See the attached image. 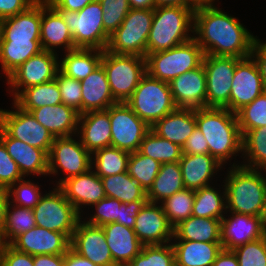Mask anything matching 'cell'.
Returning a JSON list of instances; mask_svg holds the SVG:
<instances>
[{"instance_id":"10","label":"cell","mask_w":266,"mask_h":266,"mask_svg":"<svg viewBox=\"0 0 266 266\" xmlns=\"http://www.w3.org/2000/svg\"><path fill=\"white\" fill-rule=\"evenodd\" d=\"M33 212L38 227L64 233L70 239L82 219L58 186L40 198Z\"/></svg>"},{"instance_id":"59","label":"cell","mask_w":266,"mask_h":266,"mask_svg":"<svg viewBox=\"0 0 266 266\" xmlns=\"http://www.w3.org/2000/svg\"><path fill=\"white\" fill-rule=\"evenodd\" d=\"M92 1L94 0H50L48 3L54 9L78 12Z\"/></svg>"},{"instance_id":"33","label":"cell","mask_w":266,"mask_h":266,"mask_svg":"<svg viewBox=\"0 0 266 266\" xmlns=\"http://www.w3.org/2000/svg\"><path fill=\"white\" fill-rule=\"evenodd\" d=\"M64 53L62 60L59 59V71L78 81L92 73L101 64L103 56L99 49L76 48Z\"/></svg>"},{"instance_id":"9","label":"cell","mask_w":266,"mask_h":266,"mask_svg":"<svg viewBox=\"0 0 266 266\" xmlns=\"http://www.w3.org/2000/svg\"><path fill=\"white\" fill-rule=\"evenodd\" d=\"M154 9L130 8L122 24L109 36L107 51L146 57Z\"/></svg>"},{"instance_id":"37","label":"cell","mask_w":266,"mask_h":266,"mask_svg":"<svg viewBox=\"0 0 266 266\" xmlns=\"http://www.w3.org/2000/svg\"><path fill=\"white\" fill-rule=\"evenodd\" d=\"M106 197L130 203L136 200H147V192L128 172L102 177Z\"/></svg>"},{"instance_id":"63","label":"cell","mask_w":266,"mask_h":266,"mask_svg":"<svg viewBox=\"0 0 266 266\" xmlns=\"http://www.w3.org/2000/svg\"><path fill=\"white\" fill-rule=\"evenodd\" d=\"M64 266H97L87 258L80 256L71 248L64 254Z\"/></svg>"},{"instance_id":"1","label":"cell","mask_w":266,"mask_h":266,"mask_svg":"<svg viewBox=\"0 0 266 266\" xmlns=\"http://www.w3.org/2000/svg\"><path fill=\"white\" fill-rule=\"evenodd\" d=\"M204 1L194 11L193 35L204 55L247 58L251 56L255 37L236 17ZM197 37H196V36Z\"/></svg>"},{"instance_id":"4","label":"cell","mask_w":266,"mask_h":266,"mask_svg":"<svg viewBox=\"0 0 266 266\" xmlns=\"http://www.w3.org/2000/svg\"><path fill=\"white\" fill-rule=\"evenodd\" d=\"M193 26V10L181 6L155 7L146 55L168 50L189 41L194 37L191 35Z\"/></svg>"},{"instance_id":"6","label":"cell","mask_w":266,"mask_h":266,"mask_svg":"<svg viewBox=\"0 0 266 266\" xmlns=\"http://www.w3.org/2000/svg\"><path fill=\"white\" fill-rule=\"evenodd\" d=\"M204 53L194 38L171 49L146 55V71L156 79L171 82L202 64Z\"/></svg>"},{"instance_id":"65","label":"cell","mask_w":266,"mask_h":266,"mask_svg":"<svg viewBox=\"0 0 266 266\" xmlns=\"http://www.w3.org/2000/svg\"><path fill=\"white\" fill-rule=\"evenodd\" d=\"M130 8L133 9H154V0H128Z\"/></svg>"},{"instance_id":"61","label":"cell","mask_w":266,"mask_h":266,"mask_svg":"<svg viewBox=\"0 0 266 266\" xmlns=\"http://www.w3.org/2000/svg\"><path fill=\"white\" fill-rule=\"evenodd\" d=\"M205 0H154L155 6H181L195 11Z\"/></svg>"},{"instance_id":"39","label":"cell","mask_w":266,"mask_h":266,"mask_svg":"<svg viewBox=\"0 0 266 266\" xmlns=\"http://www.w3.org/2000/svg\"><path fill=\"white\" fill-rule=\"evenodd\" d=\"M220 191L221 190H216L210 185L195 190L192 215L195 217L222 220V218L226 216L224 214H227L226 192L225 188L222 193Z\"/></svg>"},{"instance_id":"29","label":"cell","mask_w":266,"mask_h":266,"mask_svg":"<svg viewBox=\"0 0 266 266\" xmlns=\"http://www.w3.org/2000/svg\"><path fill=\"white\" fill-rule=\"evenodd\" d=\"M185 189L198 190L211 185L213 176L223 169L210 154H183L179 161Z\"/></svg>"},{"instance_id":"23","label":"cell","mask_w":266,"mask_h":266,"mask_svg":"<svg viewBox=\"0 0 266 266\" xmlns=\"http://www.w3.org/2000/svg\"><path fill=\"white\" fill-rule=\"evenodd\" d=\"M77 134L76 137L79 136L82 145L90 154L111 146L109 108L80 114Z\"/></svg>"},{"instance_id":"30","label":"cell","mask_w":266,"mask_h":266,"mask_svg":"<svg viewBox=\"0 0 266 266\" xmlns=\"http://www.w3.org/2000/svg\"><path fill=\"white\" fill-rule=\"evenodd\" d=\"M80 82L82 113L106 110L118 103L111 93L106 71L101 64Z\"/></svg>"},{"instance_id":"44","label":"cell","mask_w":266,"mask_h":266,"mask_svg":"<svg viewBox=\"0 0 266 266\" xmlns=\"http://www.w3.org/2000/svg\"><path fill=\"white\" fill-rule=\"evenodd\" d=\"M160 167V162L143 155L138 150L130 153L127 172L146 192H148L160 171Z\"/></svg>"},{"instance_id":"19","label":"cell","mask_w":266,"mask_h":266,"mask_svg":"<svg viewBox=\"0 0 266 266\" xmlns=\"http://www.w3.org/2000/svg\"><path fill=\"white\" fill-rule=\"evenodd\" d=\"M266 217L231 213L221 220V245L223 249L234 248L258 240L266 235Z\"/></svg>"},{"instance_id":"35","label":"cell","mask_w":266,"mask_h":266,"mask_svg":"<svg viewBox=\"0 0 266 266\" xmlns=\"http://www.w3.org/2000/svg\"><path fill=\"white\" fill-rule=\"evenodd\" d=\"M183 189L185 186L179 162L163 163L152 187L147 192V202L160 204Z\"/></svg>"},{"instance_id":"53","label":"cell","mask_w":266,"mask_h":266,"mask_svg":"<svg viewBox=\"0 0 266 266\" xmlns=\"http://www.w3.org/2000/svg\"><path fill=\"white\" fill-rule=\"evenodd\" d=\"M23 178L17 163L8 154L4 143L0 140V189L7 190Z\"/></svg>"},{"instance_id":"40","label":"cell","mask_w":266,"mask_h":266,"mask_svg":"<svg viewBox=\"0 0 266 266\" xmlns=\"http://www.w3.org/2000/svg\"><path fill=\"white\" fill-rule=\"evenodd\" d=\"M129 156V152L112 146L99 149L91 154V169L100 178L126 172Z\"/></svg>"},{"instance_id":"52","label":"cell","mask_w":266,"mask_h":266,"mask_svg":"<svg viewBox=\"0 0 266 266\" xmlns=\"http://www.w3.org/2000/svg\"><path fill=\"white\" fill-rule=\"evenodd\" d=\"M122 203L114 198L105 197L98 203L93 204L95 207L94 215L91 214L89 220L85 221L90 225L103 226L105 224L114 223L120 218Z\"/></svg>"},{"instance_id":"28","label":"cell","mask_w":266,"mask_h":266,"mask_svg":"<svg viewBox=\"0 0 266 266\" xmlns=\"http://www.w3.org/2000/svg\"><path fill=\"white\" fill-rule=\"evenodd\" d=\"M41 3L2 20L0 41L40 40Z\"/></svg>"},{"instance_id":"17","label":"cell","mask_w":266,"mask_h":266,"mask_svg":"<svg viewBox=\"0 0 266 266\" xmlns=\"http://www.w3.org/2000/svg\"><path fill=\"white\" fill-rule=\"evenodd\" d=\"M133 229L143 245H162L173 241L174 227L158 203L144 204L138 212Z\"/></svg>"},{"instance_id":"54","label":"cell","mask_w":266,"mask_h":266,"mask_svg":"<svg viewBox=\"0 0 266 266\" xmlns=\"http://www.w3.org/2000/svg\"><path fill=\"white\" fill-rule=\"evenodd\" d=\"M0 266H34L33 256L7 244L0 260Z\"/></svg>"},{"instance_id":"62","label":"cell","mask_w":266,"mask_h":266,"mask_svg":"<svg viewBox=\"0 0 266 266\" xmlns=\"http://www.w3.org/2000/svg\"><path fill=\"white\" fill-rule=\"evenodd\" d=\"M212 266H239V262L233 250L222 248Z\"/></svg>"},{"instance_id":"7","label":"cell","mask_w":266,"mask_h":266,"mask_svg":"<svg viewBox=\"0 0 266 266\" xmlns=\"http://www.w3.org/2000/svg\"><path fill=\"white\" fill-rule=\"evenodd\" d=\"M101 65L106 71L111 93L117 102H126L147 73L146 58L103 50Z\"/></svg>"},{"instance_id":"60","label":"cell","mask_w":266,"mask_h":266,"mask_svg":"<svg viewBox=\"0 0 266 266\" xmlns=\"http://www.w3.org/2000/svg\"><path fill=\"white\" fill-rule=\"evenodd\" d=\"M34 266H64V255H34Z\"/></svg>"},{"instance_id":"5","label":"cell","mask_w":266,"mask_h":266,"mask_svg":"<svg viewBox=\"0 0 266 266\" xmlns=\"http://www.w3.org/2000/svg\"><path fill=\"white\" fill-rule=\"evenodd\" d=\"M125 103L150 127L177 109L169 83L153 78L148 73Z\"/></svg>"},{"instance_id":"31","label":"cell","mask_w":266,"mask_h":266,"mask_svg":"<svg viewBox=\"0 0 266 266\" xmlns=\"http://www.w3.org/2000/svg\"><path fill=\"white\" fill-rule=\"evenodd\" d=\"M195 128V109L177 108L157 121L151 130L182 148Z\"/></svg>"},{"instance_id":"8","label":"cell","mask_w":266,"mask_h":266,"mask_svg":"<svg viewBox=\"0 0 266 266\" xmlns=\"http://www.w3.org/2000/svg\"><path fill=\"white\" fill-rule=\"evenodd\" d=\"M62 17L73 37L75 48L105 50L109 35L102 20V7L98 0L86 5L82 10L67 11L55 9Z\"/></svg>"},{"instance_id":"11","label":"cell","mask_w":266,"mask_h":266,"mask_svg":"<svg viewBox=\"0 0 266 266\" xmlns=\"http://www.w3.org/2000/svg\"><path fill=\"white\" fill-rule=\"evenodd\" d=\"M91 169V154L78 141L70 137H55L48 153V175H56L61 170L65 177L59 179L55 187L64 180L86 173Z\"/></svg>"},{"instance_id":"58","label":"cell","mask_w":266,"mask_h":266,"mask_svg":"<svg viewBox=\"0 0 266 266\" xmlns=\"http://www.w3.org/2000/svg\"><path fill=\"white\" fill-rule=\"evenodd\" d=\"M251 56L259 67L262 81L266 89V41L265 43L261 42V40L256 36L253 43Z\"/></svg>"},{"instance_id":"48","label":"cell","mask_w":266,"mask_h":266,"mask_svg":"<svg viewBox=\"0 0 266 266\" xmlns=\"http://www.w3.org/2000/svg\"><path fill=\"white\" fill-rule=\"evenodd\" d=\"M6 192L10 203L31 209L35 207L43 196L39 186L31 182V180H24V178L10 186Z\"/></svg>"},{"instance_id":"24","label":"cell","mask_w":266,"mask_h":266,"mask_svg":"<svg viewBox=\"0 0 266 266\" xmlns=\"http://www.w3.org/2000/svg\"><path fill=\"white\" fill-rule=\"evenodd\" d=\"M46 128L54 137H75L78 131L79 113L63 103L37 109H22Z\"/></svg>"},{"instance_id":"51","label":"cell","mask_w":266,"mask_h":266,"mask_svg":"<svg viewBox=\"0 0 266 266\" xmlns=\"http://www.w3.org/2000/svg\"><path fill=\"white\" fill-rule=\"evenodd\" d=\"M55 79L60 90L62 103L82 114L81 82L67 77L60 71L57 72Z\"/></svg>"},{"instance_id":"27","label":"cell","mask_w":266,"mask_h":266,"mask_svg":"<svg viewBox=\"0 0 266 266\" xmlns=\"http://www.w3.org/2000/svg\"><path fill=\"white\" fill-rule=\"evenodd\" d=\"M101 227L115 264H129L141 252L143 244L133 228L116 222Z\"/></svg>"},{"instance_id":"36","label":"cell","mask_w":266,"mask_h":266,"mask_svg":"<svg viewBox=\"0 0 266 266\" xmlns=\"http://www.w3.org/2000/svg\"><path fill=\"white\" fill-rule=\"evenodd\" d=\"M42 50L40 40L0 41V64L5 78Z\"/></svg>"},{"instance_id":"43","label":"cell","mask_w":266,"mask_h":266,"mask_svg":"<svg viewBox=\"0 0 266 266\" xmlns=\"http://www.w3.org/2000/svg\"><path fill=\"white\" fill-rule=\"evenodd\" d=\"M36 226L33 209L8 203L3 227V236L7 244Z\"/></svg>"},{"instance_id":"22","label":"cell","mask_w":266,"mask_h":266,"mask_svg":"<svg viewBox=\"0 0 266 266\" xmlns=\"http://www.w3.org/2000/svg\"><path fill=\"white\" fill-rule=\"evenodd\" d=\"M58 187L80 215L84 206H91L106 197L102 179L93 169L64 180Z\"/></svg>"},{"instance_id":"26","label":"cell","mask_w":266,"mask_h":266,"mask_svg":"<svg viewBox=\"0 0 266 266\" xmlns=\"http://www.w3.org/2000/svg\"><path fill=\"white\" fill-rule=\"evenodd\" d=\"M40 44L43 50L54 53L59 47L65 52L76 49L68 26L49 3H41Z\"/></svg>"},{"instance_id":"56","label":"cell","mask_w":266,"mask_h":266,"mask_svg":"<svg viewBox=\"0 0 266 266\" xmlns=\"http://www.w3.org/2000/svg\"><path fill=\"white\" fill-rule=\"evenodd\" d=\"M146 202L147 200H136L130 203H122L120 205V218L117 219L116 223L133 228L138 212Z\"/></svg>"},{"instance_id":"34","label":"cell","mask_w":266,"mask_h":266,"mask_svg":"<svg viewBox=\"0 0 266 266\" xmlns=\"http://www.w3.org/2000/svg\"><path fill=\"white\" fill-rule=\"evenodd\" d=\"M174 240L221 242V220L191 216L174 227Z\"/></svg>"},{"instance_id":"55","label":"cell","mask_w":266,"mask_h":266,"mask_svg":"<svg viewBox=\"0 0 266 266\" xmlns=\"http://www.w3.org/2000/svg\"><path fill=\"white\" fill-rule=\"evenodd\" d=\"M183 154H209L208 143L201 133V131L196 127L193 133L188 137L186 143L182 147Z\"/></svg>"},{"instance_id":"2","label":"cell","mask_w":266,"mask_h":266,"mask_svg":"<svg viewBox=\"0 0 266 266\" xmlns=\"http://www.w3.org/2000/svg\"><path fill=\"white\" fill-rule=\"evenodd\" d=\"M230 166L222 185L227 212L266 217V175L261 169L236 163Z\"/></svg>"},{"instance_id":"49","label":"cell","mask_w":266,"mask_h":266,"mask_svg":"<svg viewBox=\"0 0 266 266\" xmlns=\"http://www.w3.org/2000/svg\"><path fill=\"white\" fill-rule=\"evenodd\" d=\"M103 12V26L110 36L125 19L130 10L128 0H98Z\"/></svg>"},{"instance_id":"25","label":"cell","mask_w":266,"mask_h":266,"mask_svg":"<svg viewBox=\"0 0 266 266\" xmlns=\"http://www.w3.org/2000/svg\"><path fill=\"white\" fill-rule=\"evenodd\" d=\"M0 140L17 163L24 178L31 174L37 176L48 174V154L44 150L10 137L1 127Z\"/></svg>"},{"instance_id":"41","label":"cell","mask_w":266,"mask_h":266,"mask_svg":"<svg viewBox=\"0 0 266 266\" xmlns=\"http://www.w3.org/2000/svg\"><path fill=\"white\" fill-rule=\"evenodd\" d=\"M242 152L241 157L246 158L242 166L266 170V126L248 130L242 135Z\"/></svg>"},{"instance_id":"64","label":"cell","mask_w":266,"mask_h":266,"mask_svg":"<svg viewBox=\"0 0 266 266\" xmlns=\"http://www.w3.org/2000/svg\"><path fill=\"white\" fill-rule=\"evenodd\" d=\"M8 203L9 201L6 190L0 189V229H3L5 224V215Z\"/></svg>"},{"instance_id":"21","label":"cell","mask_w":266,"mask_h":266,"mask_svg":"<svg viewBox=\"0 0 266 266\" xmlns=\"http://www.w3.org/2000/svg\"><path fill=\"white\" fill-rule=\"evenodd\" d=\"M177 108H206V73L203 63L169 82Z\"/></svg>"},{"instance_id":"20","label":"cell","mask_w":266,"mask_h":266,"mask_svg":"<svg viewBox=\"0 0 266 266\" xmlns=\"http://www.w3.org/2000/svg\"><path fill=\"white\" fill-rule=\"evenodd\" d=\"M71 239L64 233L33 227L17 236L10 245L18 251L34 255H64L70 249Z\"/></svg>"},{"instance_id":"69","label":"cell","mask_w":266,"mask_h":266,"mask_svg":"<svg viewBox=\"0 0 266 266\" xmlns=\"http://www.w3.org/2000/svg\"><path fill=\"white\" fill-rule=\"evenodd\" d=\"M1 23H2V20H0V39H1Z\"/></svg>"},{"instance_id":"47","label":"cell","mask_w":266,"mask_h":266,"mask_svg":"<svg viewBox=\"0 0 266 266\" xmlns=\"http://www.w3.org/2000/svg\"><path fill=\"white\" fill-rule=\"evenodd\" d=\"M241 135L266 126V91L236 112Z\"/></svg>"},{"instance_id":"67","label":"cell","mask_w":266,"mask_h":266,"mask_svg":"<svg viewBox=\"0 0 266 266\" xmlns=\"http://www.w3.org/2000/svg\"><path fill=\"white\" fill-rule=\"evenodd\" d=\"M35 3H48L50 0H33Z\"/></svg>"},{"instance_id":"42","label":"cell","mask_w":266,"mask_h":266,"mask_svg":"<svg viewBox=\"0 0 266 266\" xmlns=\"http://www.w3.org/2000/svg\"><path fill=\"white\" fill-rule=\"evenodd\" d=\"M139 151L154 160L163 163L179 162L182 158V148L169 140L159 137L150 130L143 138Z\"/></svg>"},{"instance_id":"18","label":"cell","mask_w":266,"mask_h":266,"mask_svg":"<svg viewBox=\"0 0 266 266\" xmlns=\"http://www.w3.org/2000/svg\"><path fill=\"white\" fill-rule=\"evenodd\" d=\"M70 248L97 266L115 265L101 226L80 219L72 234Z\"/></svg>"},{"instance_id":"15","label":"cell","mask_w":266,"mask_h":266,"mask_svg":"<svg viewBox=\"0 0 266 266\" xmlns=\"http://www.w3.org/2000/svg\"><path fill=\"white\" fill-rule=\"evenodd\" d=\"M57 53L42 50L32 56L8 77L7 83L13 93V100L26 88L49 82L56 78L59 71Z\"/></svg>"},{"instance_id":"46","label":"cell","mask_w":266,"mask_h":266,"mask_svg":"<svg viewBox=\"0 0 266 266\" xmlns=\"http://www.w3.org/2000/svg\"><path fill=\"white\" fill-rule=\"evenodd\" d=\"M128 265L175 266L174 248L171 242L162 245H143L141 252Z\"/></svg>"},{"instance_id":"66","label":"cell","mask_w":266,"mask_h":266,"mask_svg":"<svg viewBox=\"0 0 266 266\" xmlns=\"http://www.w3.org/2000/svg\"><path fill=\"white\" fill-rule=\"evenodd\" d=\"M7 246V242L3 236V229H0V260L4 253L5 247Z\"/></svg>"},{"instance_id":"16","label":"cell","mask_w":266,"mask_h":266,"mask_svg":"<svg viewBox=\"0 0 266 266\" xmlns=\"http://www.w3.org/2000/svg\"><path fill=\"white\" fill-rule=\"evenodd\" d=\"M266 91L259 67L252 56L241 59L236 64L232 78L229 105L226 107L236 113Z\"/></svg>"},{"instance_id":"50","label":"cell","mask_w":266,"mask_h":266,"mask_svg":"<svg viewBox=\"0 0 266 266\" xmlns=\"http://www.w3.org/2000/svg\"><path fill=\"white\" fill-rule=\"evenodd\" d=\"M239 266H266V235L233 249Z\"/></svg>"},{"instance_id":"3","label":"cell","mask_w":266,"mask_h":266,"mask_svg":"<svg viewBox=\"0 0 266 266\" xmlns=\"http://www.w3.org/2000/svg\"><path fill=\"white\" fill-rule=\"evenodd\" d=\"M196 127L205 137L209 154L221 165L242 153V135L236 113L227 108L195 109Z\"/></svg>"},{"instance_id":"32","label":"cell","mask_w":266,"mask_h":266,"mask_svg":"<svg viewBox=\"0 0 266 266\" xmlns=\"http://www.w3.org/2000/svg\"><path fill=\"white\" fill-rule=\"evenodd\" d=\"M171 244L175 266H212L222 250L221 242L174 240Z\"/></svg>"},{"instance_id":"57","label":"cell","mask_w":266,"mask_h":266,"mask_svg":"<svg viewBox=\"0 0 266 266\" xmlns=\"http://www.w3.org/2000/svg\"><path fill=\"white\" fill-rule=\"evenodd\" d=\"M34 3L33 0H0V20L22 13Z\"/></svg>"},{"instance_id":"14","label":"cell","mask_w":266,"mask_h":266,"mask_svg":"<svg viewBox=\"0 0 266 266\" xmlns=\"http://www.w3.org/2000/svg\"><path fill=\"white\" fill-rule=\"evenodd\" d=\"M14 110L0 109V127L12 138L30 146L50 151L55 137L31 115L13 103Z\"/></svg>"},{"instance_id":"38","label":"cell","mask_w":266,"mask_h":266,"mask_svg":"<svg viewBox=\"0 0 266 266\" xmlns=\"http://www.w3.org/2000/svg\"><path fill=\"white\" fill-rule=\"evenodd\" d=\"M14 103L21 109H37L62 103L56 79L24 89Z\"/></svg>"},{"instance_id":"13","label":"cell","mask_w":266,"mask_h":266,"mask_svg":"<svg viewBox=\"0 0 266 266\" xmlns=\"http://www.w3.org/2000/svg\"><path fill=\"white\" fill-rule=\"evenodd\" d=\"M109 119L111 146L129 153L139 150L143 138L151 130L125 102H118L109 107Z\"/></svg>"},{"instance_id":"45","label":"cell","mask_w":266,"mask_h":266,"mask_svg":"<svg viewBox=\"0 0 266 266\" xmlns=\"http://www.w3.org/2000/svg\"><path fill=\"white\" fill-rule=\"evenodd\" d=\"M194 199L195 190L183 189L161 202L163 211L173 227L192 216Z\"/></svg>"},{"instance_id":"68","label":"cell","mask_w":266,"mask_h":266,"mask_svg":"<svg viewBox=\"0 0 266 266\" xmlns=\"http://www.w3.org/2000/svg\"><path fill=\"white\" fill-rule=\"evenodd\" d=\"M112 266H129L128 264H115V265H112Z\"/></svg>"},{"instance_id":"12","label":"cell","mask_w":266,"mask_h":266,"mask_svg":"<svg viewBox=\"0 0 266 266\" xmlns=\"http://www.w3.org/2000/svg\"><path fill=\"white\" fill-rule=\"evenodd\" d=\"M240 58L204 55L206 73V107L226 108L232 87V78Z\"/></svg>"}]
</instances>
